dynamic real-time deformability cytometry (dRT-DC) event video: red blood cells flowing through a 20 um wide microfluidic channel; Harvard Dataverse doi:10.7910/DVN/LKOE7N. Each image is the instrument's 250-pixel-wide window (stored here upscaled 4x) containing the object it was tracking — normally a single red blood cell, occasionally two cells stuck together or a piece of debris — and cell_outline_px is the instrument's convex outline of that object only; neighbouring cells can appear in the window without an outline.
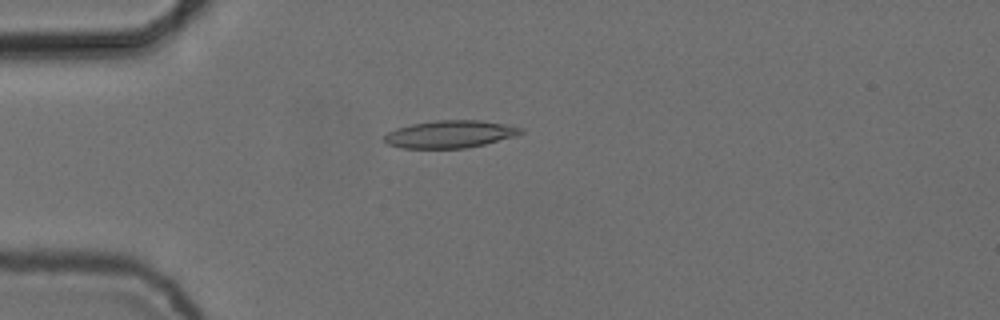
{"species": "common noctule bat (a hibernating species)", "species_latin": "Nyctalus noctula", "temperature_condition": "cold", "stored_images_in_passage": 5, "camera_frame_rate_fps": 3000, "um_per_image_px": 0.085, "animal": {"sex": "female", "body_mass_g": 24.6, "forearm_length_mm": 56.2}, "frame": {"image": 1, "passage_image": 3, "time_ms": 0.667, "image_size_px": [1000, 320], "cell_outline_px": [[524, 132], [516, 136], [484, 144], [464, 148], [400, 148], [388, 144], [384, 140], [384, 136], [388, 132], [396, 128], [412, 124], [436, 120], [480, 120], [504, 124], [524, 128]], "centroid_in_image_um": [38.26, 11.4], "position_along_channel_um": 46.7, "area_um2": 21.79}}
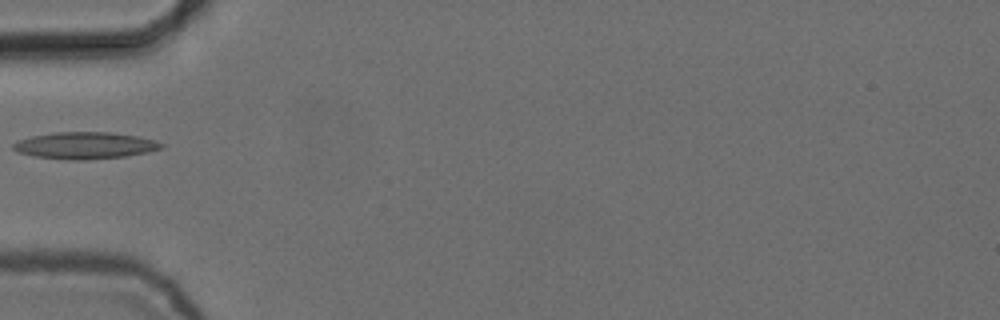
{"frame": {"image": 2, "passage_image": 4, "time_ms": 1.0, "image_size_px": [1000, 320], "cell_outline_px": [[164, 148], [148, 152], [124, 156], [84, 160], [68, 160], [36, 156], [16, 152], [12, 148], [12, 144], [16, 140], [32, 136], [56, 132], [112, 132], [140, 136], [164, 144]], "centroid_in_image_um": [7.21, 12.36], "position_along_channel_um": 77.8, "area_um2": 23.24}}
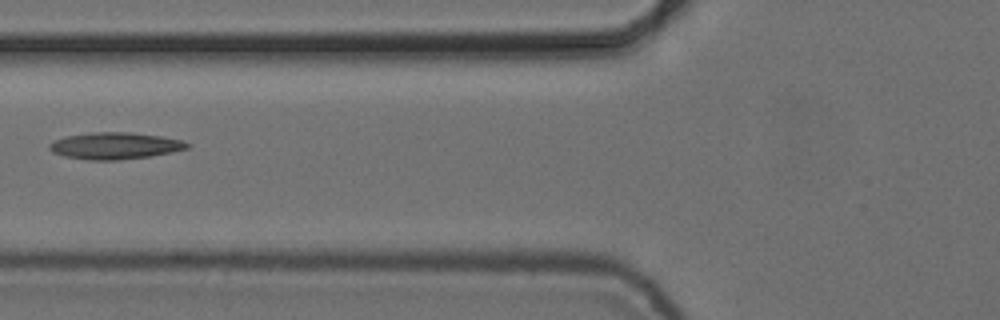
{"frame": {"image": 3, "passage_image": 5, "time_ms": 1.333, "image_size_px": [1000, 320], "cell_outline_px": [[192, 144], [188, 148], [172, 152], [152, 156], [120, 160], [88, 160], [64, 156], [52, 152], [48, 148], [48, 144], [52, 140], [64, 136], [92, 132], [132, 132], [160, 136], [180, 140]], "centroid_in_image_um": [9.74, 12.39], "position_along_channel_um": 116.1, "area_um2": 21.73}}